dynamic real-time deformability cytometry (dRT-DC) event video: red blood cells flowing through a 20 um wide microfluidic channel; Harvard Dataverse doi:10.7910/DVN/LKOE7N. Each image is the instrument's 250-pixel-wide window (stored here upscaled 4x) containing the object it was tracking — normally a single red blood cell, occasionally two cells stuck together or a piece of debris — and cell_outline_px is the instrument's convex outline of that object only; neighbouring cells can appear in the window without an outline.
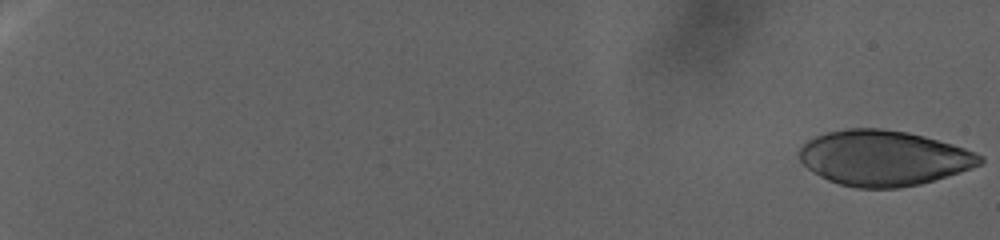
{"species": "human", "species_latin": "Homo sapiens", "temperature_condition": "warm", "stored_images_in_passage": 148, "camera_frame_rate_fps": 3000, "um_per_image_px": 0.085, "donor": {"sex": "female"}, "frame": {"image": 1, "passage_image": 1, "time_ms": 0.0, "image_size_px": [1000, 240], "cell_outline_px": [[984, 160], [980, 164], [920, 184], [896, 188], [856, 188], [840, 184], [828, 180], [820, 176], [808, 168], [800, 160], [800, 148], [808, 140], [816, 136], [828, 132], [848, 128], [880, 128], [908, 132], [924, 136], [952, 144], [964, 148], [984, 156]], "centroid_in_image_um": [75.08, 13.42], "position_along_channel_um": 9.9, "area_um2": 57.63}}
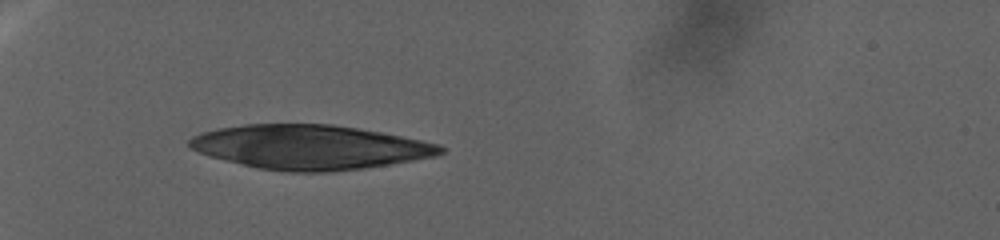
{"frame": {"image": 2, "passage_image": 56, "time_ms": 18.333, "image_size_px": [1000, 240], "cell_outline_px": [[444, 152], [436, 156], [364, 168], [328, 172], [288, 172], [260, 168], [208, 156], [192, 148], [188, 144], [188, 140], [192, 136], [200, 132], [216, 128], [244, 124], [332, 124], [380, 132], [440, 144], [444, 148]], "centroid_in_image_um": [26.3, 12.5], "position_along_channel_um": 58.7, "area_um2": 64.62}}